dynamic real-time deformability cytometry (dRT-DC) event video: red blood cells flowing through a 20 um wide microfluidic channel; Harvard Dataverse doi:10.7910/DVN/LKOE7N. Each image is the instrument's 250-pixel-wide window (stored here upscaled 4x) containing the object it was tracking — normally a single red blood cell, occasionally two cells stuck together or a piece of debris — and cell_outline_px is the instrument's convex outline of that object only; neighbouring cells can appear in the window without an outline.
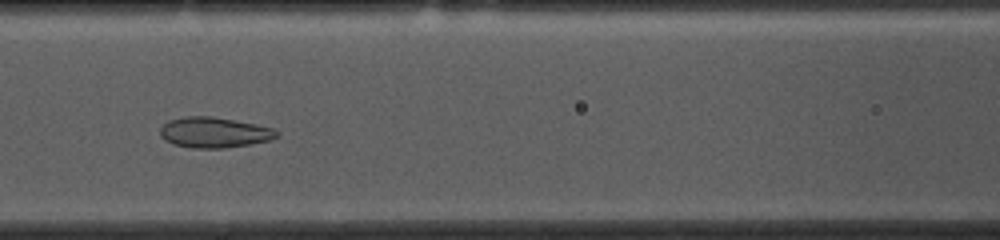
{"species": "common noctule bat (a hibernating species)", "species_latin": "Nyctalus noctula", "temperature_condition": "cold", "stored_images_in_passage": 53, "camera_frame_rate_fps": 3000, "um_per_image_px": 0.085, "animal": {"sex": "female", "body_mass_g": 10.0, "forearm_length_mm": 53.1}, "frame": {"image": 1, "passage_image": 22, "time_ms": 7.0, "image_size_px": [1000, 240], "cell_outline_px": [[280, 136], [268, 140], [252, 144], [224, 148], [192, 148], [172, 144], [164, 140], [160, 136], [160, 128], [168, 120], [184, 116], [212, 116], [256, 124], [276, 128], [280, 132]], "centroid_in_image_um": [18.22, 11.26], "position_along_channel_um": 148.4, "area_um2": 21.04}}
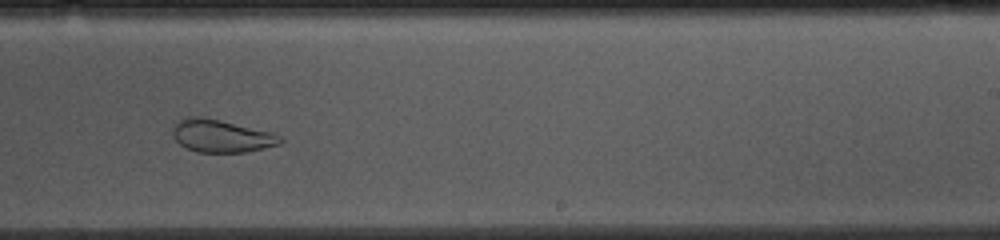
{"frame": {"image": 2, "passage_image": 32, "time_ms": 10.333, "image_size_px": [1000, 240], "cell_outline_px": [[284, 140], [280, 144], [244, 152], [196, 152], [180, 144], [172, 136], [172, 128], [176, 120], [180, 116], [200, 116], [220, 120], [276, 132], [284, 136]], "centroid_in_image_um": [18.82, 11.53], "position_along_channel_um": 270.2, "area_um2": 20.98}}
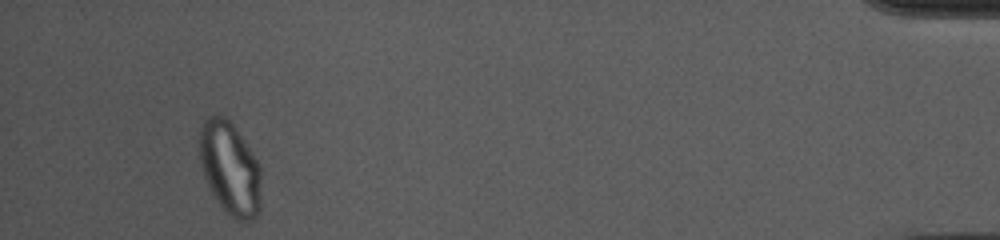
{"frame": {"image": 3, "passage_image": 50, "time_ms": 16.333, "image_size_px": [1000, 240], "cell_outline_px": [[260, 212], [252, 220], [244, 224], [236, 220], [216, 200], [208, 188], [204, 176], [200, 160], [196, 140], [200, 128], [204, 120], [208, 116], [216, 112], [224, 116], [232, 124], [244, 140], [260, 164]], "centroid_in_image_um": [19.52, 14.29], "position_along_channel_um": 415.7, "area_um2": 34.16}, "authors_computed_cell_mechanics": {"area_um2": 26.2412, "velocity_mm_per_s": 3.666, "shape_relaxation_time_tau1_ms": null, "shape_relaxation_time_tau2_ms": 1.2854, "deformation_change_tau1": null, "deformation_change_tau2": 0.0659}}